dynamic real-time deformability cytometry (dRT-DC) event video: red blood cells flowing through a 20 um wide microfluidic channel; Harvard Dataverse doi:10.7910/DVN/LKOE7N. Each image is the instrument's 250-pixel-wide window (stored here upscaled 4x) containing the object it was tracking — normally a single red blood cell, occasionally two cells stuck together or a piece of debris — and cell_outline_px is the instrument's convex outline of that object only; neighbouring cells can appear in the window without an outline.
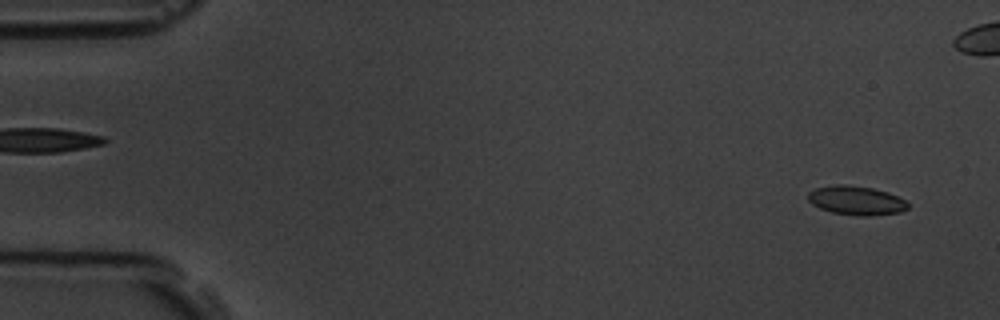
{"species": "common noctule bat (a hibernating species)", "species_latin": "Nyctalus noctula", "temperature_condition": "room temperature", "stored_images_in_passage": 6, "segment_of_instrument_passage": [2, 2], "camera_frame_rate_fps": 3000, "um_per_image_px": 0.085, "animal": {"sex": "male", "body_mass_g": 19.5, "forearm_length_mm": 54.6}, "frame": {"image": 1, "passage_image": 6, "time_ms": 5.667, "image_size_px": [1000, 320], "cell_outline_px": [[908, 208], [900, 212], [872, 216], [860, 216], [832, 212], [820, 208], [812, 204], [808, 200], [808, 192], [816, 188], [836, 184], [848, 184], [872, 188], [888, 192], [904, 200], [908, 204]], "centroid_in_image_um": [72.77, 17.03], "position_along_channel_um": 12.2, "area_um2": 16.88}}